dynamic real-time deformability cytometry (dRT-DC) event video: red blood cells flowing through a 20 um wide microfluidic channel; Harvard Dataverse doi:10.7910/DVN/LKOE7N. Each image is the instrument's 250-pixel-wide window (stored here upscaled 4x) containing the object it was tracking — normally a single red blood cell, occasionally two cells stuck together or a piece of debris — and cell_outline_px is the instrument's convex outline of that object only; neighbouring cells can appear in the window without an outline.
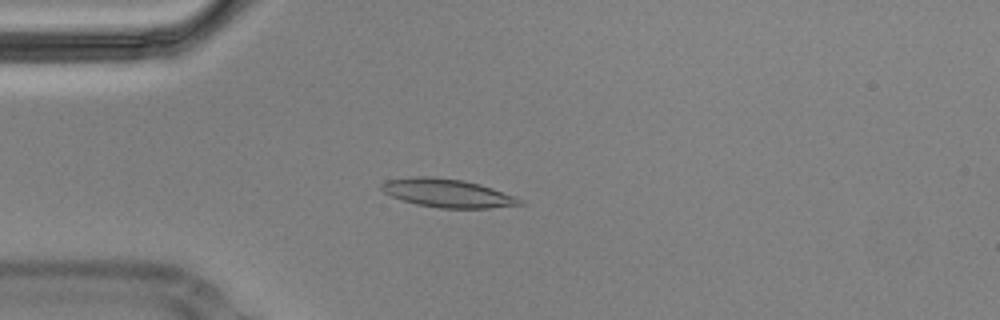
{"species": "Egyptian fruit bat (a non-hibernating species)", "species_latin": "Rousettus aegyptiacus", "temperature_condition": "cold", "stored_images_in_passage": 54, "camera_frame_rate_fps": 3000, "um_per_image_px": 0.085, "animal": {"sex": "male"}, "frame": {"image": 1, "passage_image": 13, "time_ms": 4.0, "image_size_px": [1000, 320], "cell_outline_px": [[524, 204], [488, 208], [440, 208], [416, 204], [392, 196], [384, 192], [380, 188], [380, 184], [384, 180], [412, 176], [432, 176], [464, 180], [480, 184], [516, 196], [524, 200]], "centroid_in_image_um": [38.03, 16.4], "position_along_channel_um": 47.0, "area_um2": 23.06}}
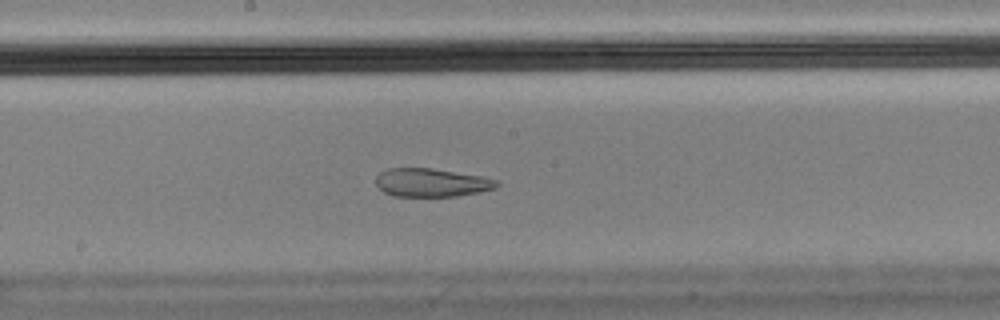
{"frame": {"image": 2, "passage_image": 28, "time_ms": 9.0, "image_size_px": [1000, 320], "cell_outline_px": [[500, 184], [496, 188], [480, 192], [456, 196], [392, 196], [384, 192], [376, 184], [376, 176], [380, 172], [388, 168], [432, 168], [480, 176], [500, 180]], "centroid_in_image_um": [36.69, 15.52], "position_along_channel_um": 211.5, "area_um2": 20.06}}
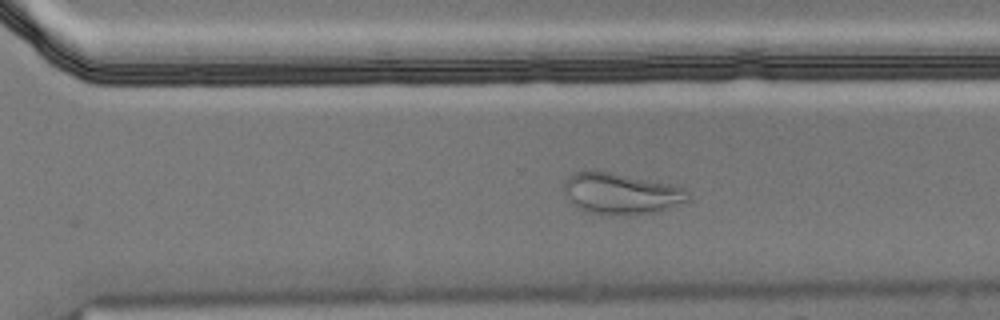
{"frame": {"image": 3, "passage_image": 37, "time_ms": 12.0, "image_size_px": [1000, 320], "cell_outline_px": [[688, 200], [668, 208], [652, 212], [620, 216], [588, 212], [576, 208], [564, 188], [564, 180], [572, 172], [612, 172], [668, 184], [684, 188], [688, 192]], "centroid_in_image_um": [52.76, 16.46], "position_along_channel_um": 317.8, "area_um2": 29.19}}